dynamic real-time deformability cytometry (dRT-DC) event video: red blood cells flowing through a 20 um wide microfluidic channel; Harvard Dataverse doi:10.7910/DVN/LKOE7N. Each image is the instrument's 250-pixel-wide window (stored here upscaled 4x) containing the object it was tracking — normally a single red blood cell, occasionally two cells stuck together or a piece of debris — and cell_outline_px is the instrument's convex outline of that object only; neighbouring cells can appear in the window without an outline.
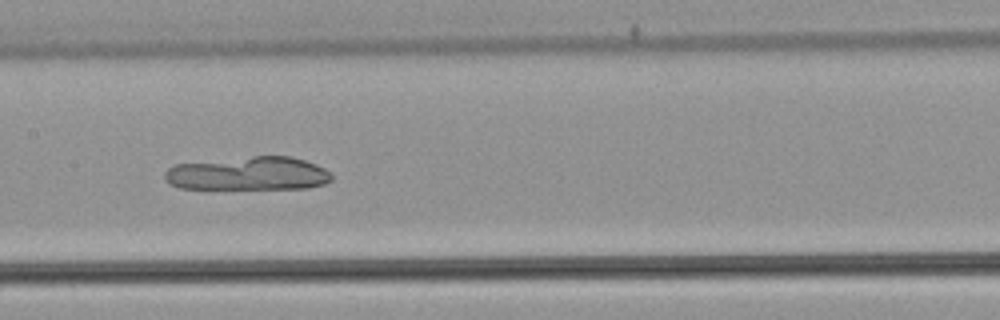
{"species": "common noctule bat (a hibernating species)", "species_latin": "Nyctalus noctula", "temperature_condition": "warm", "stored_images_in_passage": 33, "camera_frame_rate_fps": 3000, "um_per_image_px": 0.085, "animal": {"sex": "male", "body_mass_g": 21.5, "forearm_length_mm": 52.0}, "frame": {"image": 1, "passage_image": 10, "time_ms": 3.0, "image_size_px": [1000, 320], "cell_outline_px": [[332, 180], [324, 184], [308, 188], [204, 192], [180, 188], [168, 184], [164, 180], [164, 172], [168, 168], [176, 164], [252, 156], [288, 156], [304, 160], [316, 164], [324, 168], [332, 176]], "centroid_in_image_um": [21.01, 14.82], "position_along_channel_um": 186.4, "area_um2": 34.33}}
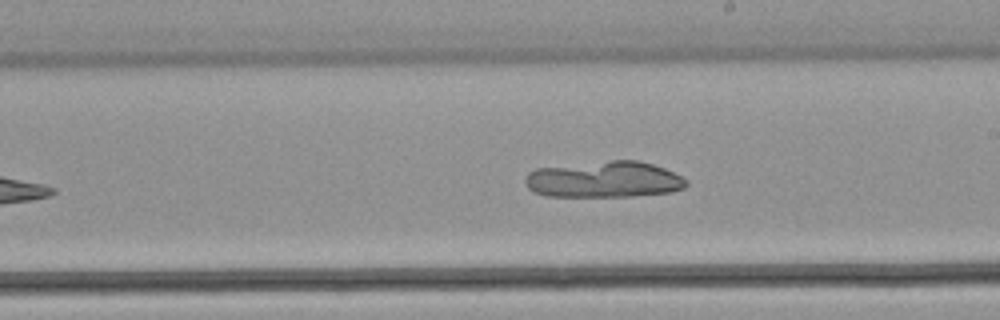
{"frame": {"image": 2, "passage_image": 14, "time_ms": 4.333, "image_size_px": [1000, 320], "cell_outline_px": [[688, 184], [684, 188], [672, 192], [632, 196], [548, 196], [532, 192], [528, 188], [524, 180], [528, 172], [536, 168], [612, 160], [636, 160], [652, 164], [664, 168], [688, 180]], "centroid_in_image_um": [51.34, 15.26], "position_along_channel_um": 237.7, "area_um2": 34.1}}
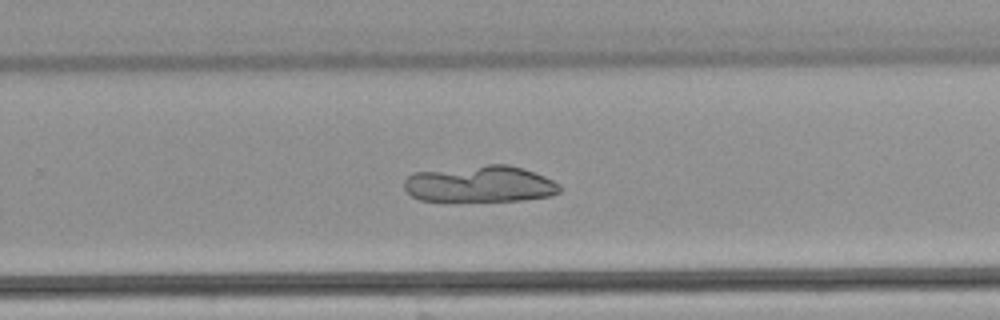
{"frame": {"image": 3, "passage_image": 18, "time_ms": 5.667, "image_size_px": [1000, 320], "cell_outline_px": [[560, 192], [552, 196], [524, 200], [420, 200], [412, 196], [404, 188], [404, 180], [412, 172], [488, 164], [508, 164], [524, 168], [544, 176], [560, 184]], "centroid_in_image_um": [40.82, 15.62], "position_along_channel_um": 289.0, "area_um2": 33.12}}